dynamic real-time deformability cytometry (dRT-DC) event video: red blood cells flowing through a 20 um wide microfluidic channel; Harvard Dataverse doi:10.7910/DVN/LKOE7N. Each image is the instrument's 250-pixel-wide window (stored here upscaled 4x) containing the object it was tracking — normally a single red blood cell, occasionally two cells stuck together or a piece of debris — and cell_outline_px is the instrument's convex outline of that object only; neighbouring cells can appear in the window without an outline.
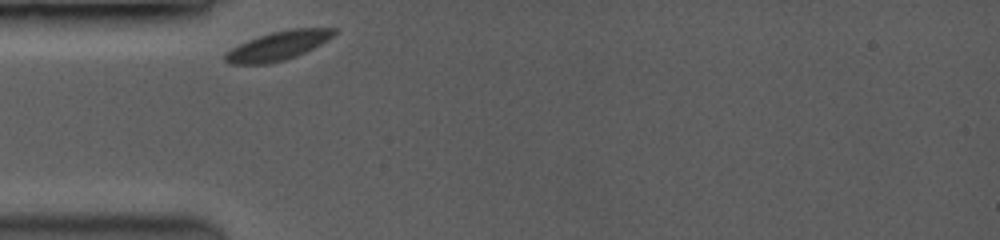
{"species": "common noctule bat (a hibernating species)", "species_latin": "Nyctalus noctula", "temperature_condition": "room temperature", "stored_images_in_passage": 26, "camera_frame_rate_fps": 3500, "um_per_image_px": 0.085, "animal": {"sex": "female", "body_mass_g": 19.0, "forearm_length_mm": 53.3}, "frame": {"image": 1, "passage_image": 1, "time_ms": 0.0, "image_size_px": [1000, 240], "cell_outline_px": [[336, 32], [328, 40], [296, 56], [284, 60], [268, 64], [228, 64], [224, 60], [224, 56], [232, 48], [248, 40], [272, 32], [292, 28], [336, 28]], "centroid_in_image_um": [23.63, 3.89], "position_along_channel_um": 61.4, "area_um2": 18.09}}
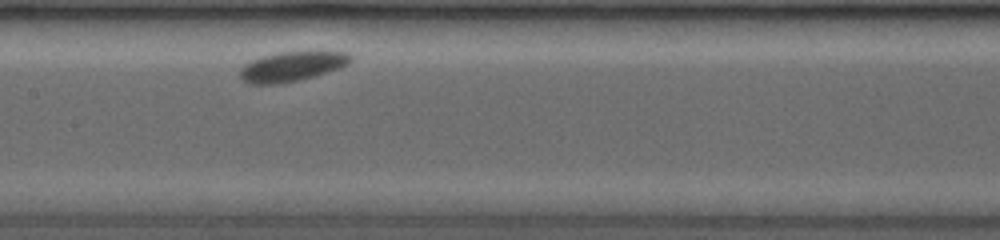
{"frame": {"image": 2, "passage_image": 10, "time_ms": 3.429, "image_size_px": [1000, 240], "cell_outline_px": [[352, 60], [348, 64], [340, 68], [300, 80], [276, 84], [248, 84], [240, 76], [240, 68], [244, 64], [252, 60], [276, 52], [304, 48], [316, 48], [348, 52], [352, 56]], "centroid_in_image_um": [24.9, 5.57], "position_along_channel_um": 182.5, "area_um2": 20.23}}
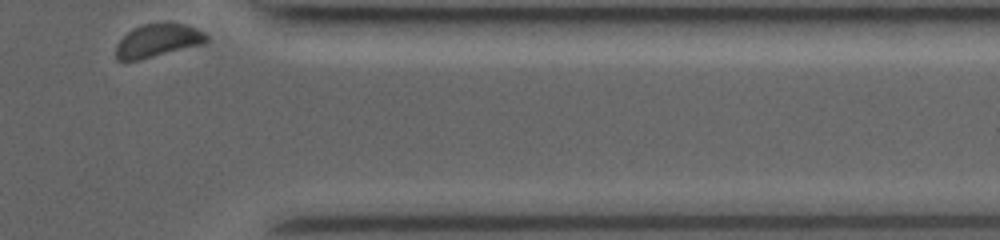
{"frame": {"image": 3, "passage_image": 26, "time_ms": 9.429, "image_size_px": [1000, 240], "cell_outline_px": [[208, 40], [204, 44], [136, 60], [116, 60], [116, 44], [128, 32], [144, 24], [184, 24], [196, 28], [204, 32], [208, 36]], "centroid_in_image_um": [13.43, 3.46], "position_along_channel_um": 398.0, "area_um2": 16.99}}